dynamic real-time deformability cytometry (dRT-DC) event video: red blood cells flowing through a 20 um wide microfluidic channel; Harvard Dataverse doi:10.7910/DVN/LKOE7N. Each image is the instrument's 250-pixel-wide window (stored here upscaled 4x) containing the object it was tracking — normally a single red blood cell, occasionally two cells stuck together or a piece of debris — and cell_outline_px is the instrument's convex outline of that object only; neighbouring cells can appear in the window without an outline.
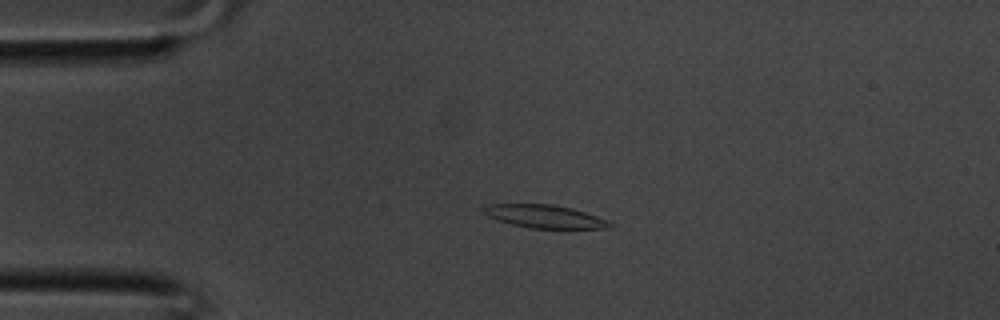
{"species": "common noctule bat (a hibernating species)", "species_latin": "Nyctalus noctula", "temperature_condition": "room temperature", "stored_images_in_passage": 37, "camera_frame_rate_fps": 3000, "um_per_image_px": 0.085, "animal": {"sex": "male", "body_mass_g": 20.1, "forearm_length_mm": 53.5}, "frame": {"image": 1, "passage_image": 8, "time_ms": 2.333, "image_size_px": [1000, 320], "cell_outline_px": [[612, 224], [608, 228], [528, 228], [496, 220], [488, 216], [480, 208], [484, 204], [552, 204], [572, 208], [608, 220]], "centroid_in_image_um": [46.22, 18.39], "position_along_channel_um": 38.8, "area_um2": 16.94}}
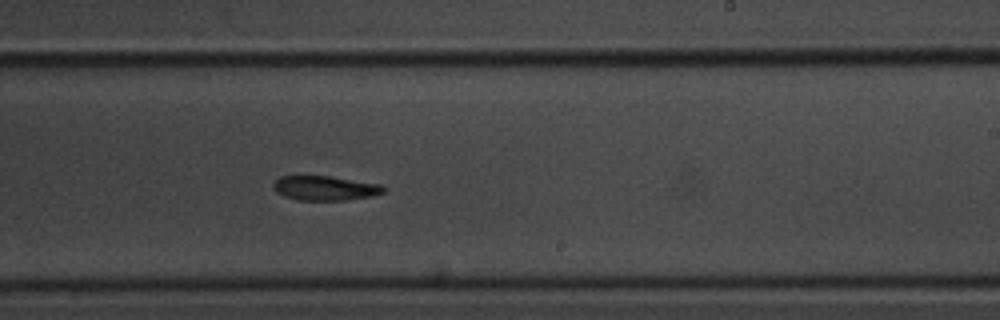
{"frame": {"image": 2, "passage_image": 22, "time_ms": 7.0, "image_size_px": [1000, 320], "cell_outline_px": [[384, 192], [372, 196], [344, 200], [300, 200], [284, 196], [276, 192], [272, 188], [272, 184], [280, 176], [332, 176], [384, 184]], "centroid_in_image_um": [27.64, 15.98], "position_along_channel_um": 261.4, "area_um2": 15.9}}
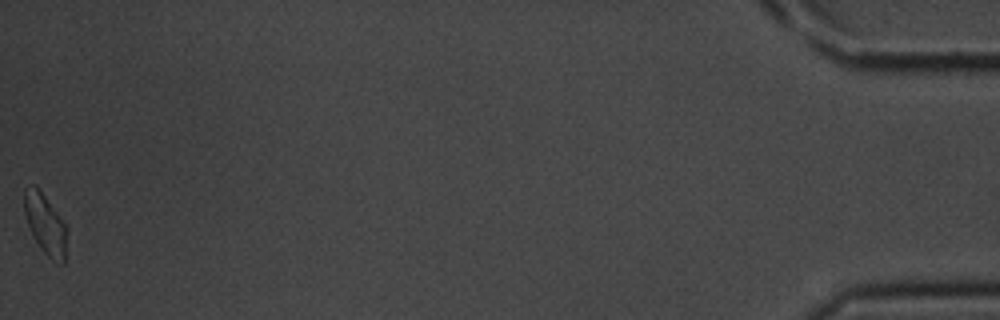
{"frame": {"image": 3, "passage_image": 37, "time_ms": 12.0, "image_size_px": [1000, 320], "cell_outline_px": [[68, 232], [64, 264], [60, 264], [52, 260], [40, 248], [32, 236], [24, 212], [24, 188], [32, 184], [36, 184], [68, 224]], "centroid_in_image_um": [3.89, 19.03], "position_along_channel_um": 431.3, "area_um2": 15.66}}